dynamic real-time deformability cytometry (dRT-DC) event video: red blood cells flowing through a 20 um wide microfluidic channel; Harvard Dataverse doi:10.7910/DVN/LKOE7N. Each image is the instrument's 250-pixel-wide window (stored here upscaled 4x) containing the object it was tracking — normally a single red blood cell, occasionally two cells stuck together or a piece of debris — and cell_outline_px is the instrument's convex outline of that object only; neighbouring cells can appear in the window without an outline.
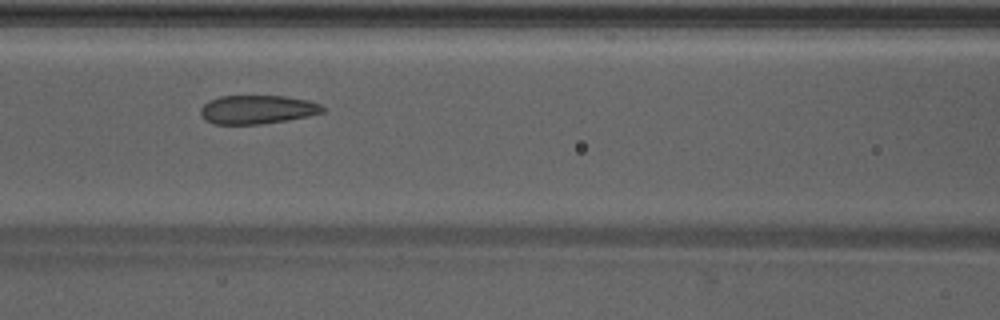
{"species": "Egyptian fruit bat (a non-hibernating species)", "species_latin": "Rousettus aegyptiacus", "temperature_condition": "warm", "stored_images_in_passage": 32, "camera_frame_rate_fps": 3000, "um_per_image_px": 0.085, "animal": {"sex": "male"}, "frame": {"image": 1, "passage_image": 10, "time_ms": 3.0, "image_size_px": [1000, 320], "cell_outline_px": [[324, 112], [308, 116], [288, 120], [260, 124], [216, 124], [204, 120], [200, 116], [200, 108], [208, 100], [220, 96], [284, 96], [308, 100], [320, 104], [324, 108]], "centroid_in_image_um": [21.84, 9.31], "position_along_channel_um": 144.8, "area_um2": 20.52}}
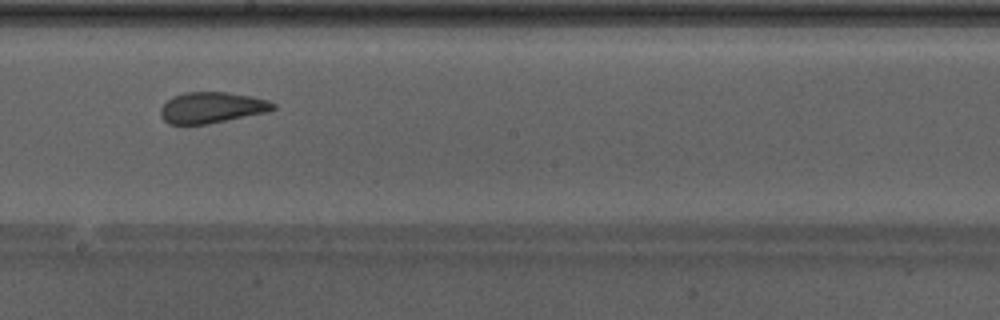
{"frame": {"image": 2, "passage_image": 16, "time_ms": 5.0, "image_size_px": [1000, 320], "cell_outline_px": [[276, 108], [268, 112], [208, 124], [168, 124], [160, 116], [160, 108], [172, 96], [184, 92], [228, 92], [252, 96], [268, 100], [276, 104]], "centroid_in_image_um": [18.01, 9.14], "position_along_channel_um": 230.2, "area_um2": 20.52}}
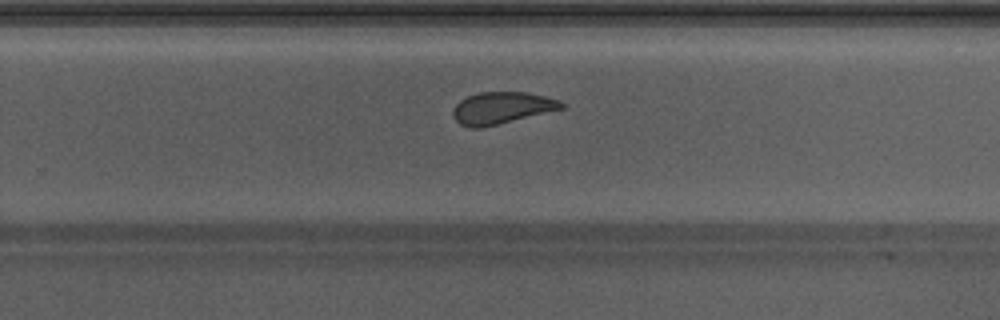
{"frame": {"image": 3, "passage_image": 20, "time_ms": 6.333, "image_size_px": [1000, 320], "cell_outline_px": [[564, 108], [480, 128], [468, 128], [460, 124], [452, 116], [452, 112], [456, 104], [460, 100], [468, 96], [480, 92], [524, 92], [544, 96], [560, 100], [564, 104]], "centroid_in_image_um": [42.61, 9.17], "position_along_channel_um": 287.2, "area_um2": 19.94}, "authors_computed_cell_mechanics": {"area_um2": 20.9525, "velocity_mm_per_s": 4.2819, "shape_relaxation_time_tau1_ms": 8.1804, "shape_relaxation_time_tau2_ms": 1.1673, "deformation_change_tau1": 0.1817, "deformation_change_tau2": 0.061}}